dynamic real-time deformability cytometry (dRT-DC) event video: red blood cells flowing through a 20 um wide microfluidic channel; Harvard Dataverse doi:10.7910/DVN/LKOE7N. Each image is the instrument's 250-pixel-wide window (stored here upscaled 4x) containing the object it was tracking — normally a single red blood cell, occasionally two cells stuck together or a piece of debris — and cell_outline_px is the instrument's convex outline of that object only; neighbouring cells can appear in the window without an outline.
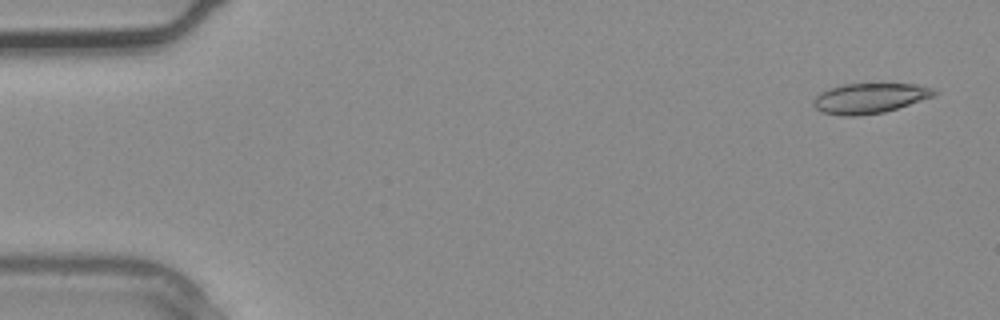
{"species": "common noctule bat (a hibernating species)", "species_latin": "Nyctalus noctula", "temperature_condition": "warm", "stored_images_in_passage": 4, "camera_frame_rate_fps": 3000, "um_per_image_px": 0.085, "animal": {"sex": "male", "body_mass_g": 20.4}, "frame": {"image": 1, "passage_image": 1, "time_ms": 0.0, "image_size_px": [1000, 320], "cell_outline_px": [[940, 92], [932, 96], [884, 112], [856, 116], [844, 116], [824, 112], [816, 108], [812, 104], [812, 100], [820, 92], [840, 84], [880, 80], [916, 84], [932, 88]], "centroid_in_image_um": [73.92, 8.27], "position_along_channel_um": 11.1, "area_um2": 22.08}}